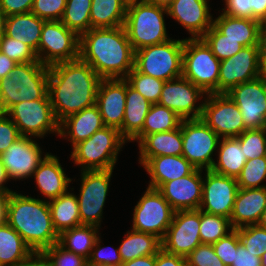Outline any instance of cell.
I'll list each match as a JSON object with an SVG mask.
<instances>
[{"instance_id": "cell-58", "label": "cell", "mask_w": 266, "mask_h": 266, "mask_svg": "<svg viewBox=\"0 0 266 266\" xmlns=\"http://www.w3.org/2000/svg\"><path fill=\"white\" fill-rule=\"evenodd\" d=\"M16 65L17 62L0 52V79L8 77Z\"/></svg>"}, {"instance_id": "cell-36", "label": "cell", "mask_w": 266, "mask_h": 266, "mask_svg": "<svg viewBox=\"0 0 266 266\" xmlns=\"http://www.w3.org/2000/svg\"><path fill=\"white\" fill-rule=\"evenodd\" d=\"M99 227L94 225H79L62 231L58 243L66 250L89 259L96 240L99 237Z\"/></svg>"}, {"instance_id": "cell-53", "label": "cell", "mask_w": 266, "mask_h": 266, "mask_svg": "<svg viewBox=\"0 0 266 266\" xmlns=\"http://www.w3.org/2000/svg\"><path fill=\"white\" fill-rule=\"evenodd\" d=\"M21 135L6 113H0V155Z\"/></svg>"}, {"instance_id": "cell-55", "label": "cell", "mask_w": 266, "mask_h": 266, "mask_svg": "<svg viewBox=\"0 0 266 266\" xmlns=\"http://www.w3.org/2000/svg\"><path fill=\"white\" fill-rule=\"evenodd\" d=\"M231 266H262V264L261 258L246 250L240 243Z\"/></svg>"}, {"instance_id": "cell-24", "label": "cell", "mask_w": 266, "mask_h": 266, "mask_svg": "<svg viewBox=\"0 0 266 266\" xmlns=\"http://www.w3.org/2000/svg\"><path fill=\"white\" fill-rule=\"evenodd\" d=\"M139 163L150 176L149 188L158 189L163 183L191 174L194 167L183 155L140 157Z\"/></svg>"}, {"instance_id": "cell-65", "label": "cell", "mask_w": 266, "mask_h": 266, "mask_svg": "<svg viewBox=\"0 0 266 266\" xmlns=\"http://www.w3.org/2000/svg\"><path fill=\"white\" fill-rule=\"evenodd\" d=\"M259 226L266 228V209L263 211L261 219L258 223Z\"/></svg>"}, {"instance_id": "cell-66", "label": "cell", "mask_w": 266, "mask_h": 266, "mask_svg": "<svg viewBox=\"0 0 266 266\" xmlns=\"http://www.w3.org/2000/svg\"><path fill=\"white\" fill-rule=\"evenodd\" d=\"M126 6L132 5V4H137V3H143L147 2V0H122Z\"/></svg>"}, {"instance_id": "cell-18", "label": "cell", "mask_w": 266, "mask_h": 266, "mask_svg": "<svg viewBox=\"0 0 266 266\" xmlns=\"http://www.w3.org/2000/svg\"><path fill=\"white\" fill-rule=\"evenodd\" d=\"M204 175L199 210L230 219L238 191L237 179L215 173L211 169L205 170Z\"/></svg>"}, {"instance_id": "cell-39", "label": "cell", "mask_w": 266, "mask_h": 266, "mask_svg": "<svg viewBox=\"0 0 266 266\" xmlns=\"http://www.w3.org/2000/svg\"><path fill=\"white\" fill-rule=\"evenodd\" d=\"M92 0H67L61 22L79 37L91 29Z\"/></svg>"}, {"instance_id": "cell-52", "label": "cell", "mask_w": 266, "mask_h": 266, "mask_svg": "<svg viewBox=\"0 0 266 266\" xmlns=\"http://www.w3.org/2000/svg\"><path fill=\"white\" fill-rule=\"evenodd\" d=\"M100 243L101 239L99 236L92 249L91 256L88 259V266H120L123 262L119 249H113V253L109 252L107 254L106 247H101L102 245H100Z\"/></svg>"}, {"instance_id": "cell-19", "label": "cell", "mask_w": 266, "mask_h": 266, "mask_svg": "<svg viewBox=\"0 0 266 266\" xmlns=\"http://www.w3.org/2000/svg\"><path fill=\"white\" fill-rule=\"evenodd\" d=\"M261 75L258 46L243 47L232 57L220 61L218 93H228L233 87Z\"/></svg>"}, {"instance_id": "cell-14", "label": "cell", "mask_w": 266, "mask_h": 266, "mask_svg": "<svg viewBox=\"0 0 266 266\" xmlns=\"http://www.w3.org/2000/svg\"><path fill=\"white\" fill-rule=\"evenodd\" d=\"M201 119L220 137H238L245 130L239 107L226 93L206 94Z\"/></svg>"}, {"instance_id": "cell-31", "label": "cell", "mask_w": 266, "mask_h": 266, "mask_svg": "<svg viewBox=\"0 0 266 266\" xmlns=\"http://www.w3.org/2000/svg\"><path fill=\"white\" fill-rule=\"evenodd\" d=\"M152 103L132 88L126 81V101L124 120L119 129L121 135L129 142L142 130L145 117Z\"/></svg>"}, {"instance_id": "cell-37", "label": "cell", "mask_w": 266, "mask_h": 266, "mask_svg": "<svg viewBox=\"0 0 266 266\" xmlns=\"http://www.w3.org/2000/svg\"><path fill=\"white\" fill-rule=\"evenodd\" d=\"M127 6L122 0H92L91 28L124 26Z\"/></svg>"}, {"instance_id": "cell-57", "label": "cell", "mask_w": 266, "mask_h": 266, "mask_svg": "<svg viewBox=\"0 0 266 266\" xmlns=\"http://www.w3.org/2000/svg\"><path fill=\"white\" fill-rule=\"evenodd\" d=\"M257 46L261 72L266 76V24H263L260 30Z\"/></svg>"}, {"instance_id": "cell-10", "label": "cell", "mask_w": 266, "mask_h": 266, "mask_svg": "<svg viewBox=\"0 0 266 266\" xmlns=\"http://www.w3.org/2000/svg\"><path fill=\"white\" fill-rule=\"evenodd\" d=\"M80 37L61 21H45L38 45V60L46 65L79 58Z\"/></svg>"}, {"instance_id": "cell-4", "label": "cell", "mask_w": 266, "mask_h": 266, "mask_svg": "<svg viewBox=\"0 0 266 266\" xmlns=\"http://www.w3.org/2000/svg\"><path fill=\"white\" fill-rule=\"evenodd\" d=\"M49 66L41 62L17 63L8 77L0 79V113L23 101L50 99Z\"/></svg>"}, {"instance_id": "cell-29", "label": "cell", "mask_w": 266, "mask_h": 266, "mask_svg": "<svg viewBox=\"0 0 266 266\" xmlns=\"http://www.w3.org/2000/svg\"><path fill=\"white\" fill-rule=\"evenodd\" d=\"M45 20L32 12L6 17L4 34L28 45L37 55Z\"/></svg>"}, {"instance_id": "cell-51", "label": "cell", "mask_w": 266, "mask_h": 266, "mask_svg": "<svg viewBox=\"0 0 266 266\" xmlns=\"http://www.w3.org/2000/svg\"><path fill=\"white\" fill-rule=\"evenodd\" d=\"M240 239L237 229H233L228 235L213 243L216 255L222 260L226 266H231L234 262L235 252L237 251Z\"/></svg>"}, {"instance_id": "cell-3", "label": "cell", "mask_w": 266, "mask_h": 266, "mask_svg": "<svg viewBox=\"0 0 266 266\" xmlns=\"http://www.w3.org/2000/svg\"><path fill=\"white\" fill-rule=\"evenodd\" d=\"M46 200L16 192L7 196L5 222L23 238L36 255L56 244L59 239Z\"/></svg>"}, {"instance_id": "cell-38", "label": "cell", "mask_w": 266, "mask_h": 266, "mask_svg": "<svg viewBox=\"0 0 266 266\" xmlns=\"http://www.w3.org/2000/svg\"><path fill=\"white\" fill-rule=\"evenodd\" d=\"M183 121L174 111L158 103L152 104L142 130L131 140L139 142L144 136L179 128Z\"/></svg>"}, {"instance_id": "cell-8", "label": "cell", "mask_w": 266, "mask_h": 266, "mask_svg": "<svg viewBox=\"0 0 266 266\" xmlns=\"http://www.w3.org/2000/svg\"><path fill=\"white\" fill-rule=\"evenodd\" d=\"M184 39H170L135 51L134 67L143 74L168 81L182 76Z\"/></svg>"}, {"instance_id": "cell-22", "label": "cell", "mask_w": 266, "mask_h": 266, "mask_svg": "<svg viewBox=\"0 0 266 266\" xmlns=\"http://www.w3.org/2000/svg\"><path fill=\"white\" fill-rule=\"evenodd\" d=\"M126 80L124 78L101 79L96 97V106L104 125L120 129L124 120Z\"/></svg>"}, {"instance_id": "cell-5", "label": "cell", "mask_w": 266, "mask_h": 266, "mask_svg": "<svg viewBox=\"0 0 266 266\" xmlns=\"http://www.w3.org/2000/svg\"><path fill=\"white\" fill-rule=\"evenodd\" d=\"M167 8L150 2L127 6L124 28L135 51L170 40L164 15Z\"/></svg>"}, {"instance_id": "cell-17", "label": "cell", "mask_w": 266, "mask_h": 266, "mask_svg": "<svg viewBox=\"0 0 266 266\" xmlns=\"http://www.w3.org/2000/svg\"><path fill=\"white\" fill-rule=\"evenodd\" d=\"M204 95L199 87L180 76L164 82L158 104L174 111L183 120L200 119L203 101L199 106L196 103L205 98Z\"/></svg>"}, {"instance_id": "cell-45", "label": "cell", "mask_w": 266, "mask_h": 266, "mask_svg": "<svg viewBox=\"0 0 266 266\" xmlns=\"http://www.w3.org/2000/svg\"><path fill=\"white\" fill-rule=\"evenodd\" d=\"M39 256L48 266H88L87 259L66 250L58 242L44 249Z\"/></svg>"}, {"instance_id": "cell-1", "label": "cell", "mask_w": 266, "mask_h": 266, "mask_svg": "<svg viewBox=\"0 0 266 266\" xmlns=\"http://www.w3.org/2000/svg\"><path fill=\"white\" fill-rule=\"evenodd\" d=\"M101 79L80 57L49 66L48 95L57 121L94 106Z\"/></svg>"}, {"instance_id": "cell-21", "label": "cell", "mask_w": 266, "mask_h": 266, "mask_svg": "<svg viewBox=\"0 0 266 266\" xmlns=\"http://www.w3.org/2000/svg\"><path fill=\"white\" fill-rule=\"evenodd\" d=\"M202 172V169L196 168L185 177L163 183L157 190L174 211L199 209L202 200Z\"/></svg>"}, {"instance_id": "cell-64", "label": "cell", "mask_w": 266, "mask_h": 266, "mask_svg": "<svg viewBox=\"0 0 266 266\" xmlns=\"http://www.w3.org/2000/svg\"><path fill=\"white\" fill-rule=\"evenodd\" d=\"M6 15L0 10V38L4 35Z\"/></svg>"}, {"instance_id": "cell-11", "label": "cell", "mask_w": 266, "mask_h": 266, "mask_svg": "<svg viewBox=\"0 0 266 266\" xmlns=\"http://www.w3.org/2000/svg\"><path fill=\"white\" fill-rule=\"evenodd\" d=\"M182 155L196 168L211 169L220 137L200 118L181 122Z\"/></svg>"}, {"instance_id": "cell-62", "label": "cell", "mask_w": 266, "mask_h": 266, "mask_svg": "<svg viewBox=\"0 0 266 266\" xmlns=\"http://www.w3.org/2000/svg\"><path fill=\"white\" fill-rule=\"evenodd\" d=\"M22 266H48L39 255H36L29 263Z\"/></svg>"}, {"instance_id": "cell-54", "label": "cell", "mask_w": 266, "mask_h": 266, "mask_svg": "<svg viewBox=\"0 0 266 266\" xmlns=\"http://www.w3.org/2000/svg\"><path fill=\"white\" fill-rule=\"evenodd\" d=\"M34 0H0V10L6 17L31 12Z\"/></svg>"}, {"instance_id": "cell-35", "label": "cell", "mask_w": 266, "mask_h": 266, "mask_svg": "<svg viewBox=\"0 0 266 266\" xmlns=\"http://www.w3.org/2000/svg\"><path fill=\"white\" fill-rule=\"evenodd\" d=\"M124 238L120 247H118L122 262L138 257L156 255L162 248L161 239L154 234L131 229L125 234Z\"/></svg>"}, {"instance_id": "cell-42", "label": "cell", "mask_w": 266, "mask_h": 266, "mask_svg": "<svg viewBox=\"0 0 266 266\" xmlns=\"http://www.w3.org/2000/svg\"><path fill=\"white\" fill-rule=\"evenodd\" d=\"M124 79L152 104L159 102L165 81L140 73L135 67Z\"/></svg>"}, {"instance_id": "cell-59", "label": "cell", "mask_w": 266, "mask_h": 266, "mask_svg": "<svg viewBox=\"0 0 266 266\" xmlns=\"http://www.w3.org/2000/svg\"><path fill=\"white\" fill-rule=\"evenodd\" d=\"M155 265H156V255H149L123 262L120 266H155Z\"/></svg>"}, {"instance_id": "cell-44", "label": "cell", "mask_w": 266, "mask_h": 266, "mask_svg": "<svg viewBox=\"0 0 266 266\" xmlns=\"http://www.w3.org/2000/svg\"><path fill=\"white\" fill-rule=\"evenodd\" d=\"M266 178V156L247 160L240 175L236 178L238 188H263L260 185Z\"/></svg>"}, {"instance_id": "cell-12", "label": "cell", "mask_w": 266, "mask_h": 266, "mask_svg": "<svg viewBox=\"0 0 266 266\" xmlns=\"http://www.w3.org/2000/svg\"><path fill=\"white\" fill-rule=\"evenodd\" d=\"M113 170H84L81 172L80 194L77 197L81 224L100 228Z\"/></svg>"}, {"instance_id": "cell-28", "label": "cell", "mask_w": 266, "mask_h": 266, "mask_svg": "<svg viewBox=\"0 0 266 266\" xmlns=\"http://www.w3.org/2000/svg\"><path fill=\"white\" fill-rule=\"evenodd\" d=\"M213 26L228 39L236 40L244 47L257 46L263 24L258 20L220 14L213 19Z\"/></svg>"}, {"instance_id": "cell-61", "label": "cell", "mask_w": 266, "mask_h": 266, "mask_svg": "<svg viewBox=\"0 0 266 266\" xmlns=\"http://www.w3.org/2000/svg\"><path fill=\"white\" fill-rule=\"evenodd\" d=\"M7 196L0 194V224L5 222Z\"/></svg>"}, {"instance_id": "cell-49", "label": "cell", "mask_w": 266, "mask_h": 266, "mask_svg": "<svg viewBox=\"0 0 266 266\" xmlns=\"http://www.w3.org/2000/svg\"><path fill=\"white\" fill-rule=\"evenodd\" d=\"M67 0H34L31 12L45 21H60Z\"/></svg>"}, {"instance_id": "cell-48", "label": "cell", "mask_w": 266, "mask_h": 266, "mask_svg": "<svg viewBox=\"0 0 266 266\" xmlns=\"http://www.w3.org/2000/svg\"><path fill=\"white\" fill-rule=\"evenodd\" d=\"M0 52L17 63L40 62L28 45L5 34L0 38Z\"/></svg>"}, {"instance_id": "cell-20", "label": "cell", "mask_w": 266, "mask_h": 266, "mask_svg": "<svg viewBox=\"0 0 266 266\" xmlns=\"http://www.w3.org/2000/svg\"><path fill=\"white\" fill-rule=\"evenodd\" d=\"M47 154L42 157V151L38 143L31 137L21 136L0 157L8 178L22 180L32 177Z\"/></svg>"}, {"instance_id": "cell-40", "label": "cell", "mask_w": 266, "mask_h": 266, "mask_svg": "<svg viewBox=\"0 0 266 266\" xmlns=\"http://www.w3.org/2000/svg\"><path fill=\"white\" fill-rule=\"evenodd\" d=\"M233 229L230 219L201 211L200 241L202 244H213Z\"/></svg>"}, {"instance_id": "cell-30", "label": "cell", "mask_w": 266, "mask_h": 266, "mask_svg": "<svg viewBox=\"0 0 266 266\" xmlns=\"http://www.w3.org/2000/svg\"><path fill=\"white\" fill-rule=\"evenodd\" d=\"M36 254L6 222L0 224V266H22Z\"/></svg>"}, {"instance_id": "cell-23", "label": "cell", "mask_w": 266, "mask_h": 266, "mask_svg": "<svg viewBox=\"0 0 266 266\" xmlns=\"http://www.w3.org/2000/svg\"><path fill=\"white\" fill-rule=\"evenodd\" d=\"M209 0H174L167 7V15L181 24L190 38H201L213 25Z\"/></svg>"}, {"instance_id": "cell-15", "label": "cell", "mask_w": 266, "mask_h": 266, "mask_svg": "<svg viewBox=\"0 0 266 266\" xmlns=\"http://www.w3.org/2000/svg\"><path fill=\"white\" fill-rule=\"evenodd\" d=\"M201 211H175L172 223L161 240L162 248L171 254L187 258L201 243L200 241Z\"/></svg>"}, {"instance_id": "cell-25", "label": "cell", "mask_w": 266, "mask_h": 266, "mask_svg": "<svg viewBox=\"0 0 266 266\" xmlns=\"http://www.w3.org/2000/svg\"><path fill=\"white\" fill-rule=\"evenodd\" d=\"M265 209L266 187L238 188L230 216L232 227L258 224Z\"/></svg>"}, {"instance_id": "cell-16", "label": "cell", "mask_w": 266, "mask_h": 266, "mask_svg": "<svg viewBox=\"0 0 266 266\" xmlns=\"http://www.w3.org/2000/svg\"><path fill=\"white\" fill-rule=\"evenodd\" d=\"M226 94L239 107L246 129L266 127V76L241 83Z\"/></svg>"}, {"instance_id": "cell-27", "label": "cell", "mask_w": 266, "mask_h": 266, "mask_svg": "<svg viewBox=\"0 0 266 266\" xmlns=\"http://www.w3.org/2000/svg\"><path fill=\"white\" fill-rule=\"evenodd\" d=\"M40 193L49 201L68 191L72 179L65 174L59 159L51 153L47 154L33 173Z\"/></svg>"}, {"instance_id": "cell-33", "label": "cell", "mask_w": 266, "mask_h": 266, "mask_svg": "<svg viewBox=\"0 0 266 266\" xmlns=\"http://www.w3.org/2000/svg\"><path fill=\"white\" fill-rule=\"evenodd\" d=\"M218 147L217 162H214L211 170L221 175L237 178L247 161L239 140L236 137L221 138Z\"/></svg>"}, {"instance_id": "cell-41", "label": "cell", "mask_w": 266, "mask_h": 266, "mask_svg": "<svg viewBox=\"0 0 266 266\" xmlns=\"http://www.w3.org/2000/svg\"><path fill=\"white\" fill-rule=\"evenodd\" d=\"M222 14L258 20L266 24V0H224Z\"/></svg>"}, {"instance_id": "cell-47", "label": "cell", "mask_w": 266, "mask_h": 266, "mask_svg": "<svg viewBox=\"0 0 266 266\" xmlns=\"http://www.w3.org/2000/svg\"><path fill=\"white\" fill-rule=\"evenodd\" d=\"M241 245L255 256L261 258L266 251V228L247 225L237 228Z\"/></svg>"}, {"instance_id": "cell-46", "label": "cell", "mask_w": 266, "mask_h": 266, "mask_svg": "<svg viewBox=\"0 0 266 266\" xmlns=\"http://www.w3.org/2000/svg\"><path fill=\"white\" fill-rule=\"evenodd\" d=\"M236 138L247 160L266 156V127L247 129Z\"/></svg>"}, {"instance_id": "cell-50", "label": "cell", "mask_w": 266, "mask_h": 266, "mask_svg": "<svg viewBox=\"0 0 266 266\" xmlns=\"http://www.w3.org/2000/svg\"><path fill=\"white\" fill-rule=\"evenodd\" d=\"M187 266H226L216 255L212 244H200L186 258Z\"/></svg>"}, {"instance_id": "cell-26", "label": "cell", "mask_w": 266, "mask_h": 266, "mask_svg": "<svg viewBox=\"0 0 266 266\" xmlns=\"http://www.w3.org/2000/svg\"><path fill=\"white\" fill-rule=\"evenodd\" d=\"M105 127L96 105L72 114L59 123V136L69 138L72 146L87 140ZM68 129V130H67ZM68 136V137H67Z\"/></svg>"}, {"instance_id": "cell-7", "label": "cell", "mask_w": 266, "mask_h": 266, "mask_svg": "<svg viewBox=\"0 0 266 266\" xmlns=\"http://www.w3.org/2000/svg\"><path fill=\"white\" fill-rule=\"evenodd\" d=\"M220 61L202 38L184 39L182 76L205 94L218 93Z\"/></svg>"}, {"instance_id": "cell-13", "label": "cell", "mask_w": 266, "mask_h": 266, "mask_svg": "<svg viewBox=\"0 0 266 266\" xmlns=\"http://www.w3.org/2000/svg\"><path fill=\"white\" fill-rule=\"evenodd\" d=\"M174 212L157 189L147 187L134 208L132 229L154 234L162 240L172 223Z\"/></svg>"}, {"instance_id": "cell-6", "label": "cell", "mask_w": 266, "mask_h": 266, "mask_svg": "<svg viewBox=\"0 0 266 266\" xmlns=\"http://www.w3.org/2000/svg\"><path fill=\"white\" fill-rule=\"evenodd\" d=\"M128 141L114 127H103L72 148L71 159L84 170L114 169L117 156Z\"/></svg>"}, {"instance_id": "cell-63", "label": "cell", "mask_w": 266, "mask_h": 266, "mask_svg": "<svg viewBox=\"0 0 266 266\" xmlns=\"http://www.w3.org/2000/svg\"><path fill=\"white\" fill-rule=\"evenodd\" d=\"M174 0H147V2L167 8Z\"/></svg>"}, {"instance_id": "cell-56", "label": "cell", "mask_w": 266, "mask_h": 266, "mask_svg": "<svg viewBox=\"0 0 266 266\" xmlns=\"http://www.w3.org/2000/svg\"><path fill=\"white\" fill-rule=\"evenodd\" d=\"M155 266H187L186 258L166 252L161 248L156 254Z\"/></svg>"}, {"instance_id": "cell-2", "label": "cell", "mask_w": 266, "mask_h": 266, "mask_svg": "<svg viewBox=\"0 0 266 266\" xmlns=\"http://www.w3.org/2000/svg\"><path fill=\"white\" fill-rule=\"evenodd\" d=\"M79 57L102 79L125 78L134 68L135 52L124 26L91 28L80 36Z\"/></svg>"}, {"instance_id": "cell-67", "label": "cell", "mask_w": 266, "mask_h": 266, "mask_svg": "<svg viewBox=\"0 0 266 266\" xmlns=\"http://www.w3.org/2000/svg\"><path fill=\"white\" fill-rule=\"evenodd\" d=\"M261 264H262V266H266V251L261 256Z\"/></svg>"}, {"instance_id": "cell-34", "label": "cell", "mask_w": 266, "mask_h": 266, "mask_svg": "<svg viewBox=\"0 0 266 266\" xmlns=\"http://www.w3.org/2000/svg\"><path fill=\"white\" fill-rule=\"evenodd\" d=\"M54 229L60 234L62 231L82 225L77 196L66 192L48 201Z\"/></svg>"}, {"instance_id": "cell-43", "label": "cell", "mask_w": 266, "mask_h": 266, "mask_svg": "<svg viewBox=\"0 0 266 266\" xmlns=\"http://www.w3.org/2000/svg\"><path fill=\"white\" fill-rule=\"evenodd\" d=\"M201 38L210 47L212 53L219 61L232 57L244 47L238 41L228 39L225 35L221 34L213 25Z\"/></svg>"}, {"instance_id": "cell-32", "label": "cell", "mask_w": 266, "mask_h": 266, "mask_svg": "<svg viewBox=\"0 0 266 266\" xmlns=\"http://www.w3.org/2000/svg\"><path fill=\"white\" fill-rule=\"evenodd\" d=\"M139 157L180 156L183 150L181 126L175 130L153 133L139 141Z\"/></svg>"}, {"instance_id": "cell-9", "label": "cell", "mask_w": 266, "mask_h": 266, "mask_svg": "<svg viewBox=\"0 0 266 266\" xmlns=\"http://www.w3.org/2000/svg\"><path fill=\"white\" fill-rule=\"evenodd\" d=\"M6 114L25 137L44 138L48 133L59 135V122L50 99L23 101L13 105Z\"/></svg>"}, {"instance_id": "cell-60", "label": "cell", "mask_w": 266, "mask_h": 266, "mask_svg": "<svg viewBox=\"0 0 266 266\" xmlns=\"http://www.w3.org/2000/svg\"><path fill=\"white\" fill-rule=\"evenodd\" d=\"M8 180H10L7 176L6 169L3 165L2 159L0 157V194L8 195L12 193L13 191L9 188H7L3 183H6Z\"/></svg>"}]
</instances>
